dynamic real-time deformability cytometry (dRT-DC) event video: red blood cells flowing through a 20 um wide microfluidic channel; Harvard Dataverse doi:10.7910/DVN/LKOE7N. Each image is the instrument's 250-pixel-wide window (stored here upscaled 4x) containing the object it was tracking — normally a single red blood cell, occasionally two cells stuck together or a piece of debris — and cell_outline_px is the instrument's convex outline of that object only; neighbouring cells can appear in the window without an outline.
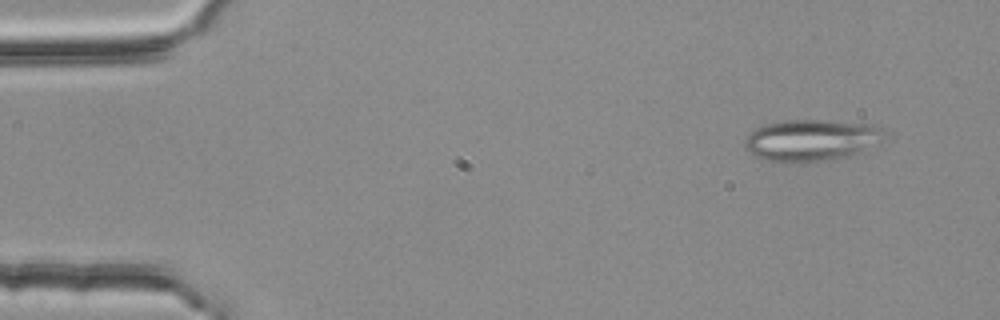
{"species": "common noctule bat (a hibernating species)", "species_latin": "Nyctalus noctula", "temperature_condition": "room temperature", "stored_images_in_passage": 53, "segment_of_instrument_passage": [1, 3], "camera_frame_rate_fps": 3000, "um_per_image_px": 0.085, "animal": {"sex": "female", "body_mass_g": 25.1}, "frame": {"image": 1, "passage_image": 3, "time_ms": 0.667, "image_size_px": [1000, 320], "cell_outline_px": [[888, 132], [880, 144], [848, 156], [824, 160], [768, 160], [756, 156], [748, 152], [744, 148], [744, 140], [756, 128], [764, 124], [784, 120], [828, 120], [880, 124]], "centroid_in_image_um": [69.07, 11.86], "position_along_channel_um": 15.9, "area_um2": 33.81}}